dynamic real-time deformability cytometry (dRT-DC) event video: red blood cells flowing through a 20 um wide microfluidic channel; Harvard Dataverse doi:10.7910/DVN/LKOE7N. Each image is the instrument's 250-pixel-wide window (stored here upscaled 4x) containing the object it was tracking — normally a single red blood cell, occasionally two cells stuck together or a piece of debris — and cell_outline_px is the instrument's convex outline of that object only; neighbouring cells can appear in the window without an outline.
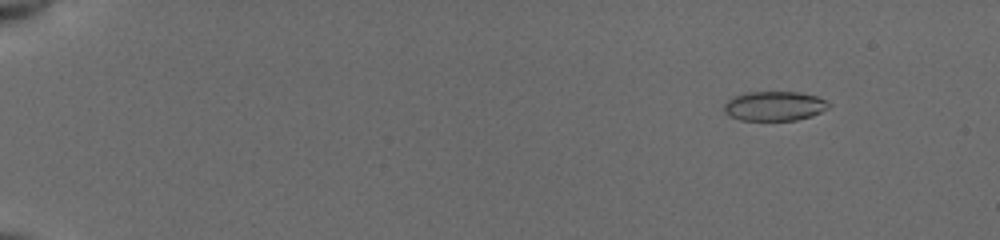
{"species": "common noctule bat (a hibernating species)", "species_latin": "Nyctalus noctula", "temperature_condition": "cold", "stored_images_in_passage": 55, "camera_frame_rate_fps": 3000, "um_per_image_px": 0.085, "animal": {"sex": "female", "body_mass_g": 19.5, "forearm_length_mm": 54.1}, "frame": {"image": 1, "passage_image": 7, "time_ms": 2.0, "image_size_px": [1000, 240], "cell_outline_px": [[832, 104], [828, 108], [812, 116], [796, 120], [740, 120], [728, 116], [724, 112], [724, 104], [728, 100], [736, 96], [748, 92], [800, 92], [816, 96]], "centroid_in_image_um": [65.83, 9.02], "position_along_channel_um": 19.2, "area_um2": 17.98}}
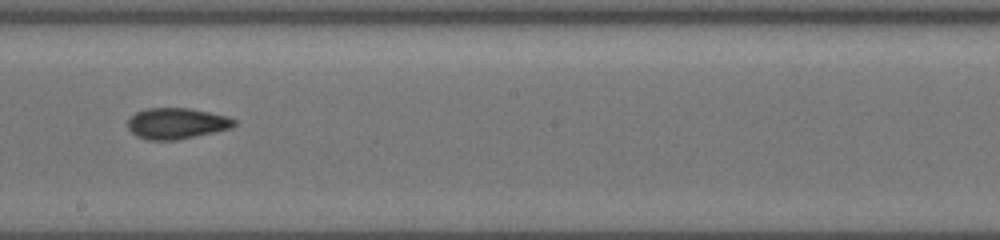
{"frame": {"image": 2, "passage_image": 34, "time_ms": 11.0, "image_size_px": [1000, 240], "cell_outline_px": [[236, 124], [232, 128], [176, 140], [148, 140], [136, 136], [128, 128], [128, 120], [136, 112], [148, 108], [192, 108], [228, 116], [236, 120]], "centroid_in_image_um": [15.03, 10.48], "position_along_channel_um": 233.2, "area_um2": 19.25}}
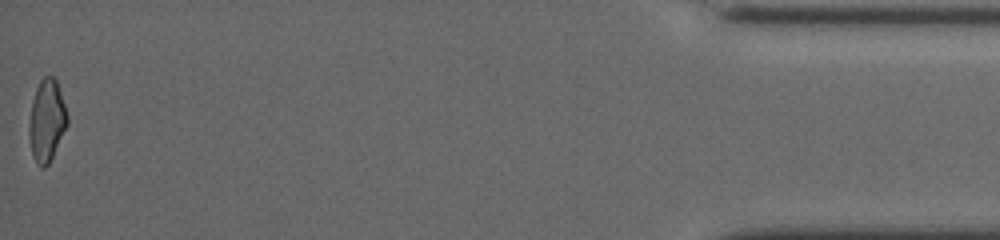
{"frame": {"image": 3, "passage_image": 55, "time_ms": 18.0, "image_size_px": [1000, 240], "cell_outline_px": [[68, 124], [48, 164], [44, 168], [40, 168], [36, 164], [32, 152], [28, 132], [28, 128], [32, 100], [36, 88], [40, 80], [44, 76], [56, 76], [68, 116]], "centroid_in_image_um": [3.97, 10.22], "position_along_channel_um": 431.2, "area_um2": 18.32}, "authors_computed_cell_mechanics": {"area_um2": 18.9584, "velocity_mm_per_s": 3.9494, "shape_relaxation_time_tau1_ms": 2.3309, "shape_relaxation_time_tau2_ms": 3.2719, "deformation_change_tau1": 0.1214, "deformation_change_tau2": 0.1053}}